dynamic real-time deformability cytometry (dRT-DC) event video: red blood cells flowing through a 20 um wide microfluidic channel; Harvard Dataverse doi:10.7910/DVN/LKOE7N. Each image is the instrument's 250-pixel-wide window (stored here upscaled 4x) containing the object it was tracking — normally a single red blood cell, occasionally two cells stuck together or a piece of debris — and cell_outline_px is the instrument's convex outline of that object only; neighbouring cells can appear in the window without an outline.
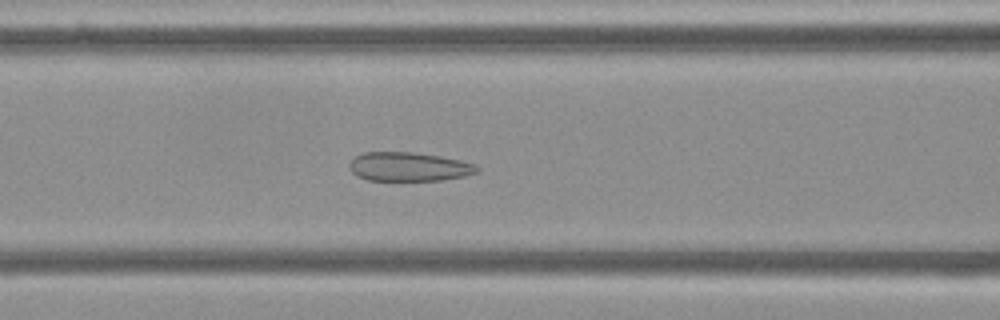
{"species": "Egyptian fruit bat (a non-hibernating species)", "species_latin": "Rousettus aegyptiacus", "temperature_condition": "cold", "stored_images_in_passage": 39, "camera_frame_rate_fps": 3000, "um_per_image_px": 0.085, "frame": {"image": 1, "passage_image": 7, "time_ms": 2.0, "image_size_px": [1000, 320], "cell_outline_px": [[480, 168], [476, 172], [464, 176], [440, 180], [368, 180], [356, 176], [348, 168], [348, 164], [356, 156], [364, 152], [412, 152], [440, 156], [460, 160], [476, 164]], "centroid_in_image_um": [34.73, 14.17], "position_along_channel_um": 131.9, "area_um2": 21.5}}
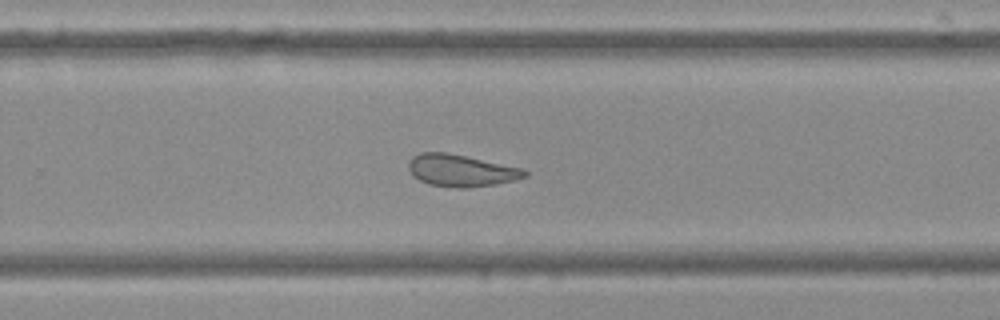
{"frame": {"image": 2, "passage_image": 20, "time_ms": 6.333, "image_size_px": [1000, 320], "cell_outline_px": [[528, 176], [496, 184], [468, 188], [452, 188], [428, 184], [412, 176], [408, 168], [408, 160], [412, 156], [420, 152], [448, 152], [524, 168], [528, 172]], "centroid_in_image_um": [39.17, 14.49], "position_along_channel_um": 290.6, "area_um2": 22.02}}
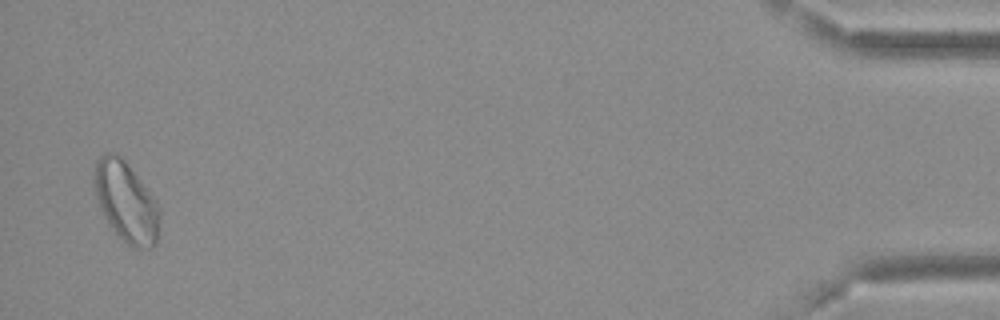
{"frame": {"image": 3, "passage_image": 38, "time_ms": 12.333, "image_size_px": [1000, 320], "cell_outline_px": [[160, 236], [156, 244], [152, 248], [132, 248], [108, 224], [100, 212], [92, 180], [92, 176], [96, 160], [100, 156], [108, 152], [112, 152], [120, 156], [124, 160], [156, 200], [160, 208]], "centroid_in_image_um": [10.72, 17.18], "position_along_channel_um": 424.5, "area_um2": 31.04}, "authors_computed_cell_mechanics": {"area_um2": 22.0218, "velocity_mm_per_s": 3.6637, "shape_relaxation_time_tau1_ms": null, "shape_relaxation_time_tau2_ms": 2.1106, "deformation_change_tau1": null, "deformation_change_tau2": 0.088}}